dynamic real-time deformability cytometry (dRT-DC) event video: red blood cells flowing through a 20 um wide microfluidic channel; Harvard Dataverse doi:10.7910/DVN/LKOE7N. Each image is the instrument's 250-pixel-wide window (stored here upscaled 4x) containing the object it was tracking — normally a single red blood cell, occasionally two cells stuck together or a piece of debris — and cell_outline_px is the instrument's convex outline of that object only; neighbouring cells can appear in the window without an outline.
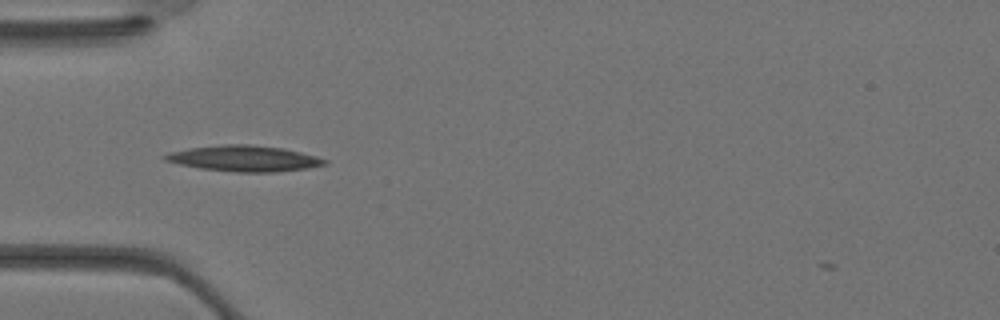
{"species": "Egyptian fruit bat (a non-hibernating species)", "species_latin": "Rousettus aegyptiacus", "temperature_condition": "warm", "stored_images_in_passage": 4, "camera_frame_rate_fps": 3000, "um_per_image_px": 0.085, "animal": {"sex": "female"}, "frame": {"image": 1, "passage_image": 2, "time_ms": 0.333, "image_size_px": [1000, 320], "cell_outline_px": [[328, 164], [308, 168], [276, 172], [236, 172], [200, 168], [180, 164], [164, 160], [160, 156], [168, 152], [188, 148], [224, 144], [248, 144], [284, 148], [316, 156], [328, 160]], "centroid_in_image_um": [20.74, 13.46], "position_along_channel_um": 64.3, "area_um2": 24.16}}
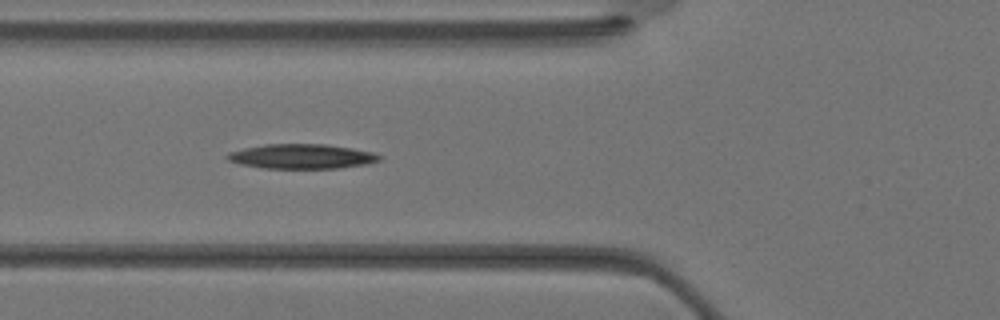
{"frame": {"image": 2, "passage_image": 4, "time_ms": 1.0, "image_size_px": [1000, 320], "cell_outline_px": [[380, 160], [368, 164], [340, 168], [260, 168], [240, 164], [228, 160], [224, 156], [228, 152], [244, 148], [264, 144], [324, 144], [352, 148], [372, 152], [380, 156]], "centroid_in_image_um": [25.61, 13.29], "position_along_channel_um": 100.2, "area_um2": 21.91}}